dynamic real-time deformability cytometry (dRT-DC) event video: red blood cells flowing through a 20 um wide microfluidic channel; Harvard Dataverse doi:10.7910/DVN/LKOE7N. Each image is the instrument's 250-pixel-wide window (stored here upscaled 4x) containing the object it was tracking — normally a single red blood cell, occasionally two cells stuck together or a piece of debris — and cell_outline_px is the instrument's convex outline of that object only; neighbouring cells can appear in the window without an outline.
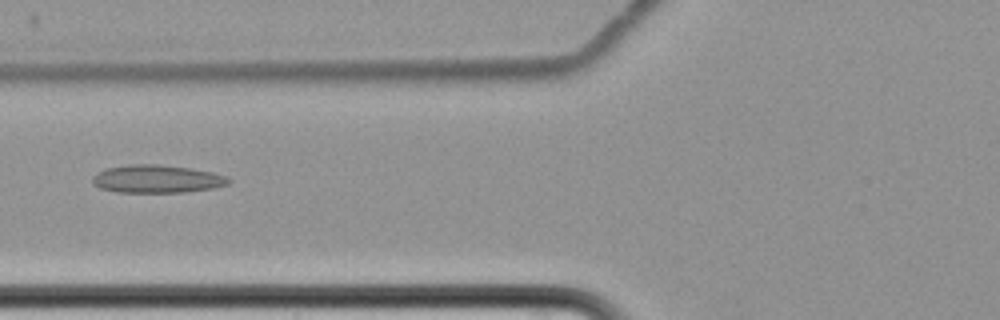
{"species": "common noctule bat (a hibernating species)", "species_latin": "Nyctalus noctula", "temperature_condition": "cold", "stored_images_in_passage": 9, "camera_frame_rate_fps": 3000, "um_per_image_px": 0.085, "animal": {"sex": "female", "body_mass_g": 22.7, "forearm_length_mm": 54.2}, "frame": {"image": 1, "passage_image": 8, "time_ms": 8.667, "image_size_px": [1000, 320], "cell_outline_px": [[232, 180], [228, 184], [212, 188], [184, 192], [116, 192], [100, 188], [92, 184], [92, 176], [96, 172], [104, 168], [128, 164], [160, 164], [188, 168], [212, 172], [228, 176]], "centroid_in_image_um": [13.29, 15.2], "position_along_channel_um": 112.5, "area_um2": 22.37}}
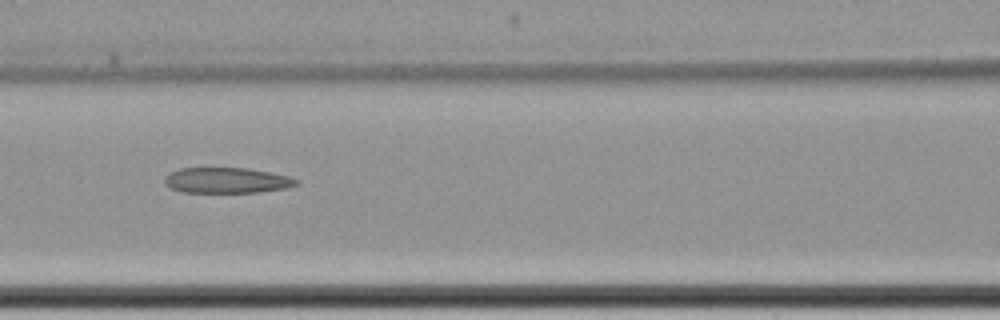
{"frame": {"image": 2, "passage_image": 9, "time_ms": 9.667, "image_size_px": [1000, 320], "cell_outline_px": [[300, 180], [296, 184], [288, 188], [260, 192], [180, 192], [168, 188], [164, 184], [164, 176], [168, 172], [180, 168], [248, 168], [288, 176]], "centroid_in_image_um": [19.21, 15.33], "position_along_channel_um": 147.4, "area_um2": 19.83}}